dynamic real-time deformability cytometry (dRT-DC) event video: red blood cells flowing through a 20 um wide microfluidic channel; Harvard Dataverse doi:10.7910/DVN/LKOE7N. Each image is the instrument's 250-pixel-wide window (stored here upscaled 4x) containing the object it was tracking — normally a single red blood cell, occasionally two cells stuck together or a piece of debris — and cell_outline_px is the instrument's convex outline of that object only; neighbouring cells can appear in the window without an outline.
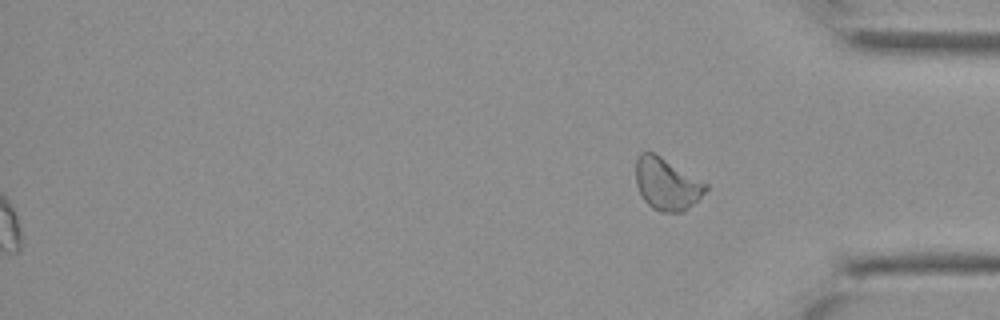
{"species": "Egyptian fruit bat (a non-hibernating species)", "species_latin": "Rousettus aegyptiacus", "temperature_condition": "cold", "stored_images_in_passage": 32, "segment_of_instrument_passage": [2, 2], "camera_frame_rate_fps": 3000, "um_per_image_px": 0.085, "animal": {"sex": "female"}, "frame": {"image": 1, "passage_image": 32, "time_ms": 10.333, "image_size_px": [1000, 320], "cell_outline_px": [[708, 188], [684, 212], [660, 212], [652, 208], [644, 200], [636, 184], [636, 160], [640, 152], [652, 152], [660, 156], [708, 184]], "centroid_in_image_um": [56.65, 15.64], "position_along_channel_um": 378.5, "area_um2": 20.92}}